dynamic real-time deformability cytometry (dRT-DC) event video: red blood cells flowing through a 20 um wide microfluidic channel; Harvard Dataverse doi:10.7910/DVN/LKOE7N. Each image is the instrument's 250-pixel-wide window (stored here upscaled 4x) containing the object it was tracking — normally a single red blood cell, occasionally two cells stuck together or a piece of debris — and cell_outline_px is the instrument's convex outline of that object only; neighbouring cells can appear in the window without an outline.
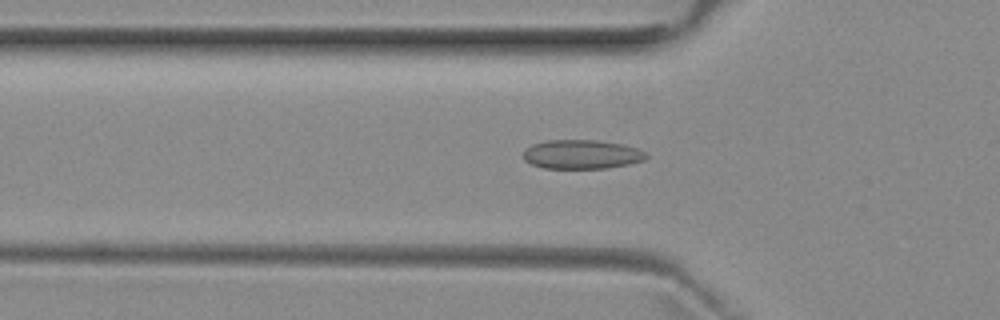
{"species": "common noctule bat (a hibernating species)", "species_latin": "Nyctalus noctula", "temperature_condition": "room temperature", "stored_images_in_passage": 52, "camera_frame_rate_fps": 3000, "um_per_image_px": 0.085, "animal": {"sex": "female", "body_mass_g": 29.2, "forearm_length_mm": 56.3}, "frame": {"image": 1, "passage_image": 17, "time_ms": 5.333, "image_size_px": [1000, 320], "cell_outline_px": [[648, 156], [644, 160], [628, 164], [608, 168], [544, 168], [532, 164], [524, 160], [524, 148], [532, 144], [548, 140], [600, 140], [624, 144], [640, 148]], "centroid_in_image_um": [49.46, 13.11], "position_along_channel_um": 76.3, "area_um2": 20.98}}
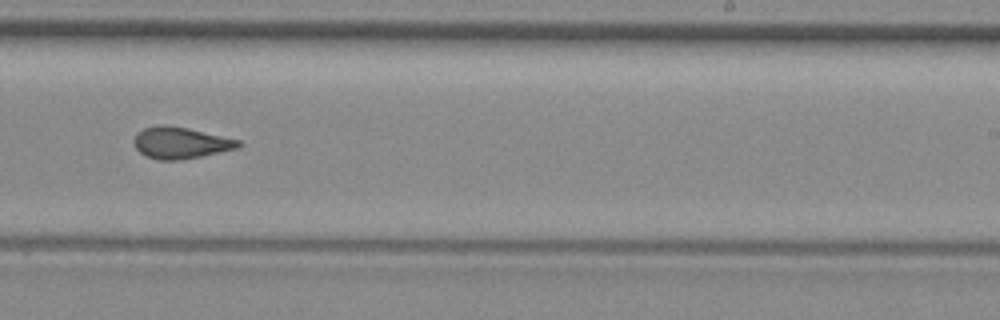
{"frame": {"image": 2, "passage_image": 32, "time_ms": 10.333, "image_size_px": [1000, 320], "cell_outline_px": [[240, 144], [236, 148], [220, 152], [180, 160], [160, 160], [144, 156], [136, 148], [132, 140], [136, 132], [144, 128], [188, 128], [240, 140]], "centroid_in_image_um": [15.33, 12.18], "position_along_channel_um": 273.7, "area_um2": 18.5}}
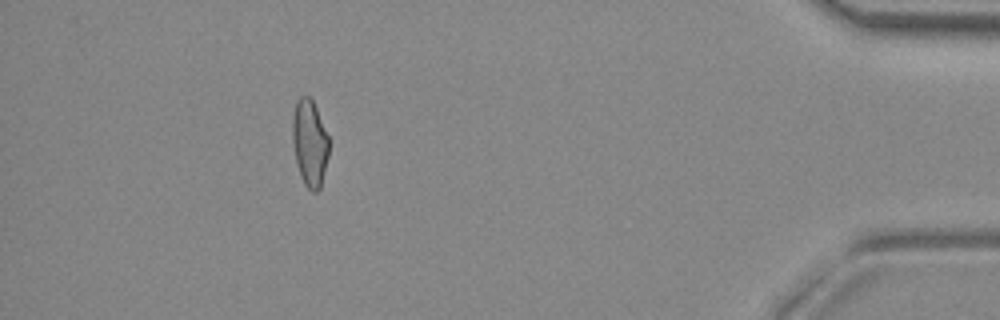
{"frame": {"image": 3, "passage_image": 47, "time_ms": 15.333, "image_size_px": [1000, 320], "cell_outline_px": [[328, 156], [320, 188], [316, 192], [312, 192], [304, 184], [300, 176], [296, 164], [292, 140], [292, 116], [296, 100], [300, 96], [308, 96], [312, 100], [316, 108], [328, 136]], "centroid_in_image_um": [26.3, 12.16], "position_along_channel_um": 408.9, "area_um2": 18.44}, "authors_computed_cell_mechanics": {"area_um2": 19.3341, "velocity_mm_per_s": 3.9452, "shape_relaxation_time_tau1_ms": null, "shape_relaxation_time_tau2_ms": 3.0356, "deformation_change_tau1": null, "deformation_change_tau2": 0.0926}}